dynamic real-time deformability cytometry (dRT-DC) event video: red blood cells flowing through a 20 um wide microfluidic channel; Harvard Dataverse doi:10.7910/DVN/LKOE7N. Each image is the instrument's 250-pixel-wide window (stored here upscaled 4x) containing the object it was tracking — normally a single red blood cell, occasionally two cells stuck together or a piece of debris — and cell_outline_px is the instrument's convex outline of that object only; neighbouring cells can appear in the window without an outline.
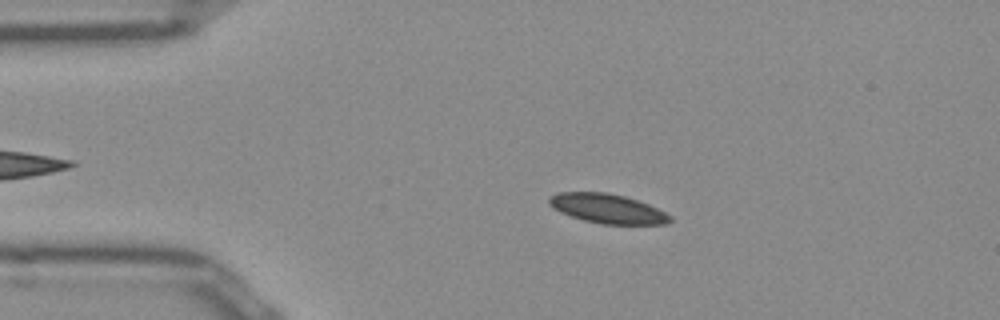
{"species": "Egyptian fruit bat (a non-hibernating species)", "species_latin": "Rousettus aegyptiacus", "temperature_condition": "room temperature", "stored_images_in_passage": 51, "camera_frame_rate_fps": 3000, "um_per_image_px": 0.085, "frame": {"image": 1, "passage_image": 9, "time_ms": 2.667, "image_size_px": [1000, 320], "cell_outline_px": [[672, 220], [668, 224], [600, 224], [584, 220], [560, 212], [548, 204], [548, 200], [556, 192], [604, 192], [624, 196], [648, 204], [672, 216]], "centroid_in_image_um": [51.63, 17.73], "position_along_channel_um": 33.4, "area_um2": 20.58}}
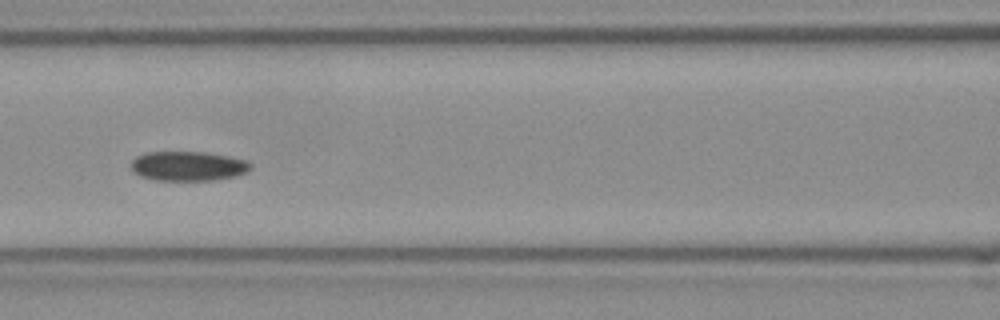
{"frame": {"image": 2, "passage_image": 21, "time_ms": 6.667, "image_size_px": [1000, 320], "cell_outline_px": [[252, 168], [248, 172], [236, 176], [216, 180], [156, 180], [144, 176], [136, 172], [132, 168], [132, 160], [136, 156], [144, 152], [204, 152], [228, 156], [248, 160], [252, 164]], "centroid_in_image_um": [16.06, 14.11], "position_along_channel_um": 150.5, "area_um2": 20.58}}
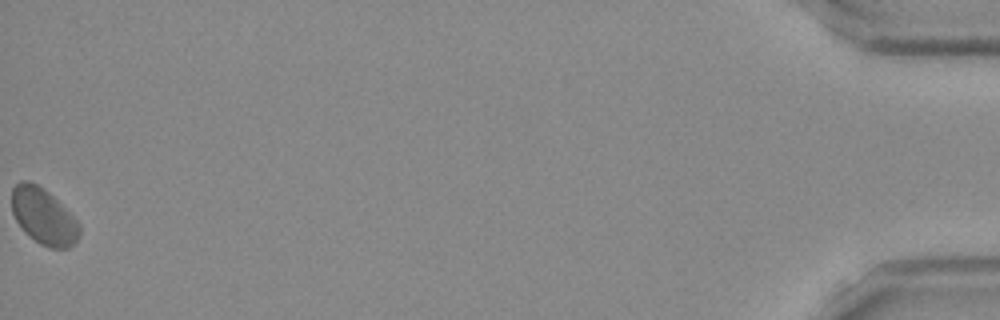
{"frame": {"image": 3, "passage_image": 51, "time_ms": 16.667, "image_size_px": [1000, 320], "cell_outline_px": [[80, 232], [76, 240], [68, 248], [52, 248], [40, 244], [24, 232], [16, 220], [12, 212], [12, 188], [20, 180], [28, 180], [44, 188], [80, 224]], "centroid_in_image_um": [3.67, 18.38], "position_along_channel_um": 431.5, "area_um2": 21.85}}